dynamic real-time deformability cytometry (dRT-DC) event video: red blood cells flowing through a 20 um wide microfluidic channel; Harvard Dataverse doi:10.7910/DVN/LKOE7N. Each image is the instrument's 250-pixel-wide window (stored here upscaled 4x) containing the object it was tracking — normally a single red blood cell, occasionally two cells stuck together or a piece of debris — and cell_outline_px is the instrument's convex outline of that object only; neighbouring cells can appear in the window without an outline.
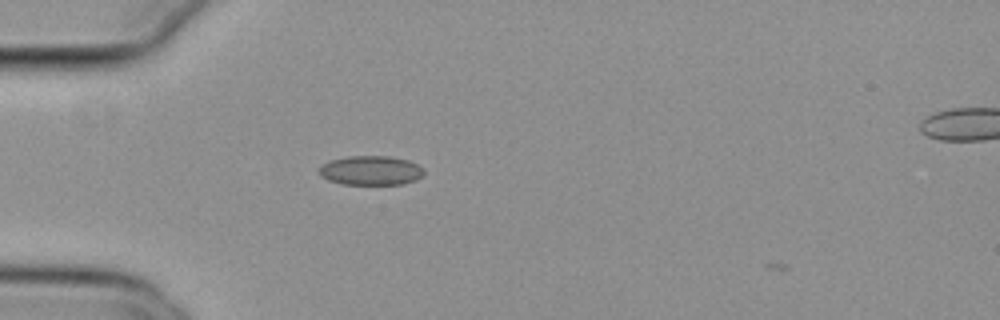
{"species": "common noctule bat (a hibernating species)", "species_latin": "Nyctalus noctula", "temperature_condition": "cold", "stored_images_in_passage": 43, "camera_frame_rate_fps": 3000, "um_per_image_px": 0.085, "animal": {"sex": "female", "body_mass_g": 29.2, "forearm_length_mm": 56.3}, "frame": {"image": 1, "passage_image": 5, "time_ms": 1.333, "image_size_px": [1000, 320], "cell_outline_px": [[424, 172], [416, 180], [404, 184], [344, 184], [328, 180], [320, 176], [320, 168], [324, 164], [332, 160], [348, 156], [388, 156], [408, 160], [416, 164]], "centroid_in_image_um": [31.51, 14.49], "position_along_channel_um": 53.5, "area_um2": 17.63}}
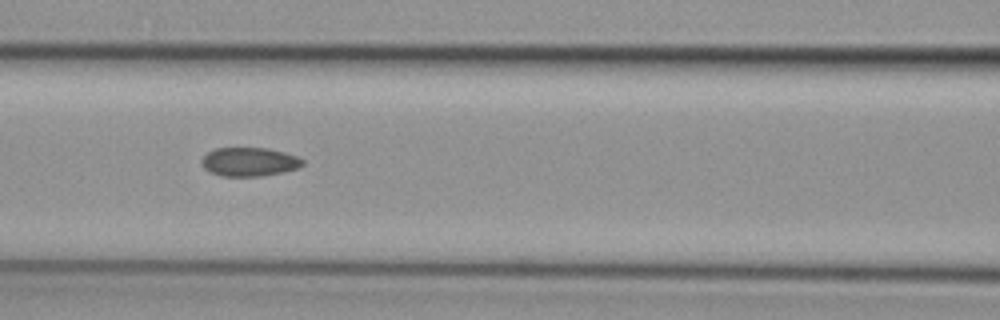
{"frame": {"image": 2, "passage_image": 13, "time_ms": 4.0, "image_size_px": [1000, 320], "cell_outline_px": [[304, 164], [300, 168], [284, 172], [260, 176], [220, 176], [208, 172], [204, 168], [200, 160], [208, 152], [216, 148], [268, 148], [284, 152], [296, 156], [304, 160]], "centroid_in_image_um": [21.19, 13.76], "position_along_channel_um": 145.4, "area_um2": 17.11}}
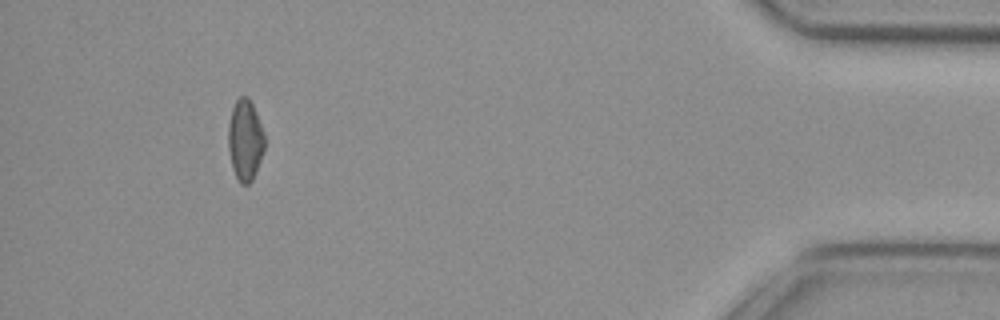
{"frame": {"image": 3, "passage_image": 39, "time_ms": 12.667, "image_size_px": [1000, 320], "cell_outline_px": [[264, 148], [256, 172], [252, 180], [248, 184], [240, 184], [232, 168], [228, 148], [228, 124], [232, 108], [236, 100], [240, 96], [248, 96], [256, 112], [264, 136]], "centroid_in_image_um": [20.81, 11.9], "position_along_channel_um": 414.4, "area_um2": 17.05}, "authors_computed_cell_mechanics": {"area_um2": 17.051, "velocity_mm_per_s": 3.8383, "shape_relaxation_time_tau1_ms": null, "shape_relaxation_time_tau2_ms": 4.1346, "deformation_change_tau1": null, "deformation_change_tau2": 0.0815}}